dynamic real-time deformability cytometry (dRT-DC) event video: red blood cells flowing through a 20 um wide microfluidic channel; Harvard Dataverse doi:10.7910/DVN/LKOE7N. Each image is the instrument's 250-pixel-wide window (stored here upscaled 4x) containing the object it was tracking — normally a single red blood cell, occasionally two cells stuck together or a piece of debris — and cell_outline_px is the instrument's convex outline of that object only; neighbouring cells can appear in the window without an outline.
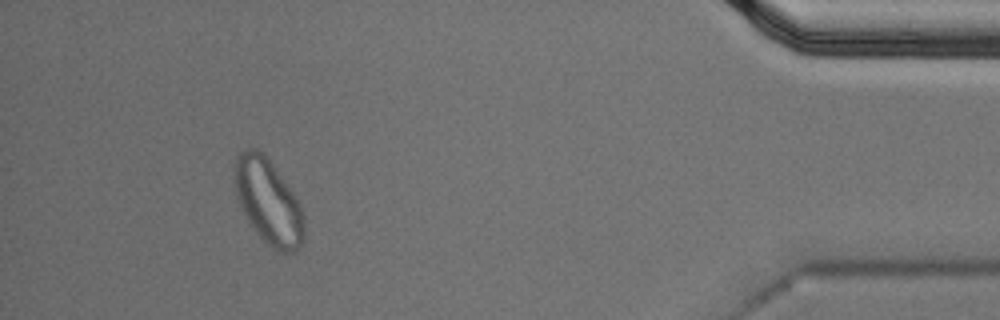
{"species": "Egyptian fruit bat (a non-hibernating species)", "species_latin": "Rousettus aegyptiacus", "temperature_condition": "cold", "stored_images_in_passage": 51, "segment_of_instrument_passage": [2, 2], "camera_frame_rate_fps": 3000, "um_per_image_px": 0.085, "animal": {"sex": "male"}, "frame": {"image": 1, "passage_image": 47, "time_ms": 15.333, "image_size_px": [1000, 320], "cell_outline_px": [[304, 240], [296, 252], [276, 252], [256, 232], [240, 208], [236, 196], [232, 180], [232, 168], [236, 156], [240, 152], [248, 148], [256, 148], [264, 152], [292, 192], [300, 204], [304, 216]], "centroid_in_image_um": [22.76, 17.11], "position_along_channel_um": 412.4, "area_um2": 34.97}}